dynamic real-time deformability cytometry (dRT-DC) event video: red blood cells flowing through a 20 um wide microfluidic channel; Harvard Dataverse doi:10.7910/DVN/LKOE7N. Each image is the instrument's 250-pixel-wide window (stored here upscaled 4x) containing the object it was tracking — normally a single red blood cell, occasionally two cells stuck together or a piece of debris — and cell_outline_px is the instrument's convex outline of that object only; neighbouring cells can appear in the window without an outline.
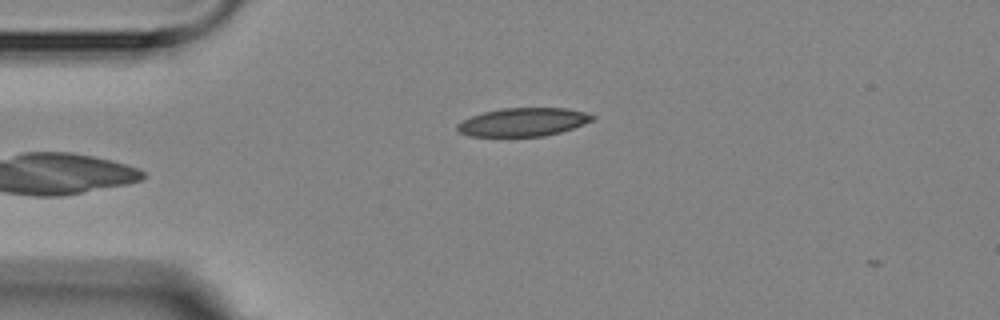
{"species": "Egyptian fruit bat (a non-hibernating species)", "species_latin": "Rousettus aegyptiacus", "temperature_condition": "room temperature", "stored_images_in_passage": 4, "camera_frame_rate_fps": 3000, "um_per_image_px": 0.085, "animal": {"sex": "female"}, "frame": {"image": 1, "passage_image": 4, "time_ms": 3.333, "image_size_px": [1000, 320], "cell_outline_px": [[596, 116], [592, 120], [584, 124], [560, 132], [544, 136], [472, 136], [460, 132], [456, 128], [456, 124], [472, 116], [484, 112], [504, 108], [568, 108], [584, 112]], "centroid_in_image_um": [44.48, 10.37], "position_along_channel_um": 40.5, "area_um2": 22.08}}